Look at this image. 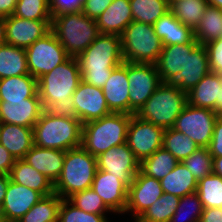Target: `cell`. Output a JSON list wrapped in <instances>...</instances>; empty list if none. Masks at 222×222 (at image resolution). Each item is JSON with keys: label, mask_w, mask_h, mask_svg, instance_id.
Segmentation results:
<instances>
[{"label": "cell", "mask_w": 222, "mask_h": 222, "mask_svg": "<svg viewBox=\"0 0 222 222\" xmlns=\"http://www.w3.org/2000/svg\"><path fill=\"white\" fill-rule=\"evenodd\" d=\"M76 59L82 81L102 88L112 70L124 62L120 36L99 34Z\"/></svg>", "instance_id": "6da1fadb"}, {"label": "cell", "mask_w": 222, "mask_h": 222, "mask_svg": "<svg viewBox=\"0 0 222 222\" xmlns=\"http://www.w3.org/2000/svg\"><path fill=\"white\" fill-rule=\"evenodd\" d=\"M82 80L76 57H69L38 79V94L44 110L69 112L71 98Z\"/></svg>", "instance_id": "7a4b0ae2"}, {"label": "cell", "mask_w": 222, "mask_h": 222, "mask_svg": "<svg viewBox=\"0 0 222 222\" xmlns=\"http://www.w3.org/2000/svg\"><path fill=\"white\" fill-rule=\"evenodd\" d=\"M34 145L68 151L81 146L82 123L69 112L43 110L33 126Z\"/></svg>", "instance_id": "3957f363"}, {"label": "cell", "mask_w": 222, "mask_h": 222, "mask_svg": "<svg viewBox=\"0 0 222 222\" xmlns=\"http://www.w3.org/2000/svg\"><path fill=\"white\" fill-rule=\"evenodd\" d=\"M131 116L112 112L82 124L81 146L97 157L112 147L124 144Z\"/></svg>", "instance_id": "277c9868"}, {"label": "cell", "mask_w": 222, "mask_h": 222, "mask_svg": "<svg viewBox=\"0 0 222 222\" xmlns=\"http://www.w3.org/2000/svg\"><path fill=\"white\" fill-rule=\"evenodd\" d=\"M51 31L70 57L84 52L100 34L96 20L82 11L53 16Z\"/></svg>", "instance_id": "5b68a950"}, {"label": "cell", "mask_w": 222, "mask_h": 222, "mask_svg": "<svg viewBox=\"0 0 222 222\" xmlns=\"http://www.w3.org/2000/svg\"><path fill=\"white\" fill-rule=\"evenodd\" d=\"M97 159L82 146L66 151L63 169L53 184L54 193L68 199L76 192L92 187L97 171Z\"/></svg>", "instance_id": "8992f818"}, {"label": "cell", "mask_w": 222, "mask_h": 222, "mask_svg": "<svg viewBox=\"0 0 222 222\" xmlns=\"http://www.w3.org/2000/svg\"><path fill=\"white\" fill-rule=\"evenodd\" d=\"M187 103V92L162 82L136 115L165 130L174 126Z\"/></svg>", "instance_id": "52a82bcc"}, {"label": "cell", "mask_w": 222, "mask_h": 222, "mask_svg": "<svg viewBox=\"0 0 222 222\" xmlns=\"http://www.w3.org/2000/svg\"><path fill=\"white\" fill-rule=\"evenodd\" d=\"M124 62L156 64L162 52V40L153 25L132 21L120 35Z\"/></svg>", "instance_id": "ba28073f"}, {"label": "cell", "mask_w": 222, "mask_h": 222, "mask_svg": "<svg viewBox=\"0 0 222 222\" xmlns=\"http://www.w3.org/2000/svg\"><path fill=\"white\" fill-rule=\"evenodd\" d=\"M25 51L29 74L37 80L70 57L51 30Z\"/></svg>", "instance_id": "9c48e42d"}, {"label": "cell", "mask_w": 222, "mask_h": 222, "mask_svg": "<svg viewBox=\"0 0 222 222\" xmlns=\"http://www.w3.org/2000/svg\"><path fill=\"white\" fill-rule=\"evenodd\" d=\"M218 115L210 109L186 104L172 128L189 136L199 147H209Z\"/></svg>", "instance_id": "30bf717a"}, {"label": "cell", "mask_w": 222, "mask_h": 222, "mask_svg": "<svg viewBox=\"0 0 222 222\" xmlns=\"http://www.w3.org/2000/svg\"><path fill=\"white\" fill-rule=\"evenodd\" d=\"M129 115L136 114L162 83L155 64L127 62Z\"/></svg>", "instance_id": "8fae6325"}, {"label": "cell", "mask_w": 222, "mask_h": 222, "mask_svg": "<svg viewBox=\"0 0 222 222\" xmlns=\"http://www.w3.org/2000/svg\"><path fill=\"white\" fill-rule=\"evenodd\" d=\"M162 127L133 114L127 131L126 143L141 162L162 147Z\"/></svg>", "instance_id": "7c38bea8"}, {"label": "cell", "mask_w": 222, "mask_h": 222, "mask_svg": "<svg viewBox=\"0 0 222 222\" xmlns=\"http://www.w3.org/2000/svg\"><path fill=\"white\" fill-rule=\"evenodd\" d=\"M69 113L84 124L100 119L112 112L106 103L102 88L81 80L71 98Z\"/></svg>", "instance_id": "4fadbf2b"}, {"label": "cell", "mask_w": 222, "mask_h": 222, "mask_svg": "<svg viewBox=\"0 0 222 222\" xmlns=\"http://www.w3.org/2000/svg\"><path fill=\"white\" fill-rule=\"evenodd\" d=\"M98 170H103L117 176L128 186L140 171V161L125 142L112 147L96 157Z\"/></svg>", "instance_id": "5bb4252c"}, {"label": "cell", "mask_w": 222, "mask_h": 222, "mask_svg": "<svg viewBox=\"0 0 222 222\" xmlns=\"http://www.w3.org/2000/svg\"><path fill=\"white\" fill-rule=\"evenodd\" d=\"M163 193L159 180L139 171L128 187L125 213L132 212L136 221Z\"/></svg>", "instance_id": "9a60e30c"}, {"label": "cell", "mask_w": 222, "mask_h": 222, "mask_svg": "<svg viewBox=\"0 0 222 222\" xmlns=\"http://www.w3.org/2000/svg\"><path fill=\"white\" fill-rule=\"evenodd\" d=\"M211 72L205 45L199 44L193 51H186L183 71L170 76L165 83L189 92L201 79Z\"/></svg>", "instance_id": "2e32d148"}, {"label": "cell", "mask_w": 222, "mask_h": 222, "mask_svg": "<svg viewBox=\"0 0 222 222\" xmlns=\"http://www.w3.org/2000/svg\"><path fill=\"white\" fill-rule=\"evenodd\" d=\"M6 44L28 48L51 30V21L28 20L11 15L5 17Z\"/></svg>", "instance_id": "e0dca14e"}, {"label": "cell", "mask_w": 222, "mask_h": 222, "mask_svg": "<svg viewBox=\"0 0 222 222\" xmlns=\"http://www.w3.org/2000/svg\"><path fill=\"white\" fill-rule=\"evenodd\" d=\"M42 197L40 192L10 180L0 208V216L6 222H17Z\"/></svg>", "instance_id": "ac0fdd59"}, {"label": "cell", "mask_w": 222, "mask_h": 222, "mask_svg": "<svg viewBox=\"0 0 222 222\" xmlns=\"http://www.w3.org/2000/svg\"><path fill=\"white\" fill-rule=\"evenodd\" d=\"M128 187L117 176L98 169L92 182L93 190L114 214L125 213Z\"/></svg>", "instance_id": "d6986e66"}, {"label": "cell", "mask_w": 222, "mask_h": 222, "mask_svg": "<svg viewBox=\"0 0 222 222\" xmlns=\"http://www.w3.org/2000/svg\"><path fill=\"white\" fill-rule=\"evenodd\" d=\"M188 103L194 107L213 110L222 116V74L210 72L187 92Z\"/></svg>", "instance_id": "ffe728a7"}, {"label": "cell", "mask_w": 222, "mask_h": 222, "mask_svg": "<svg viewBox=\"0 0 222 222\" xmlns=\"http://www.w3.org/2000/svg\"><path fill=\"white\" fill-rule=\"evenodd\" d=\"M43 110L40 97H31L23 101H0V123L33 128Z\"/></svg>", "instance_id": "44dd1931"}, {"label": "cell", "mask_w": 222, "mask_h": 222, "mask_svg": "<svg viewBox=\"0 0 222 222\" xmlns=\"http://www.w3.org/2000/svg\"><path fill=\"white\" fill-rule=\"evenodd\" d=\"M109 110L114 113L129 114V81L127 62L114 68L102 87Z\"/></svg>", "instance_id": "7402d4cb"}, {"label": "cell", "mask_w": 222, "mask_h": 222, "mask_svg": "<svg viewBox=\"0 0 222 222\" xmlns=\"http://www.w3.org/2000/svg\"><path fill=\"white\" fill-rule=\"evenodd\" d=\"M66 151L34 145L23 160L47 177L53 184L63 169Z\"/></svg>", "instance_id": "603a6c76"}, {"label": "cell", "mask_w": 222, "mask_h": 222, "mask_svg": "<svg viewBox=\"0 0 222 222\" xmlns=\"http://www.w3.org/2000/svg\"><path fill=\"white\" fill-rule=\"evenodd\" d=\"M0 144L15 159H23L27 152L34 146L33 128L0 123Z\"/></svg>", "instance_id": "cb8c5ba5"}, {"label": "cell", "mask_w": 222, "mask_h": 222, "mask_svg": "<svg viewBox=\"0 0 222 222\" xmlns=\"http://www.w3.org/2000/svg\"><path fill=\"white\" fill-rule=\"evenodd\" d=\"M133 21L129 0H113L111 5L97 18L100 34L121 35Z\"/></svg>", "instance_id": "d4e9b609"}, {"label": "cell", "mask_w": 222, "mask_h": 222, "mask_svg": "<svg viewBox=\"0 0 222 222\" xmlns=\"http://www.w3.org/2000/svg\"><path fill=\"white\" fill-rule=\"evenodd\" d=\"M198 45L199 43L194 38L187 44L163 46L161 55L155 64L161 81L165 82L173 74L183 71L186 51H193Z\"/></svg>", "instance_id": "484cf974"}, {"label": "cell", "mask_w": 222, "mask_h": 222, "mask_svg": "<svg viewBox=\"0 0 222 222\" xmlns=\"http://www.w3.org/2000/svg\"><path fill=\"white\" fill-rule=\"evenodd\" d=\"M153 27L163 46L187 44L195 38L194 31L183 25L171 11L156 21Z\"/></svg>", "instance_id": "4316f807"}, {"label": "cell", "mask_w": 222, "mask_h": 222, "mask_svg": "<svg viewBox=\"0 0 222 222\" xmlns=\"http://www.w3.org/2000/svg\"><path fill=\"white\" fill-rule=\"evenodd\" d=\"M10 180L40 192L43 196L54 193L53 183L23 159H16L9 173Z\"/></svg>", "instance_id": "83f0119b"}, {"label": "cell", "mask_w": 222, "mask_h": 222, "mask_svg": "<svg viewBox=\"0 0 222 222\" xmlns=\"http://www.w3.org/2000/svg\"><path fill=\"white\" fill-rule=\"evenodd\" d=\"M39 97L38 80L30 74L0 79V101H23Z\"/></svg>", "instance_id": "f1b7e54d"}, {"label": "cell", "mask_w": 222, "mask_h": 222, "mask_svg": "<svg viewBox=\"0 0 222 222\" xmlns=\"http://www.w3.org/2000/svg\"><path fill=\"white\" fill-rule=\"evenodd\" d=\"M164 193L184 197L197 192L198 181L182 162H178L173 170L161 180Z\"/></svg>", "instance_id": "f546056e"}, {"label": "cell", "mask_w": 222, "mask_h": 222, "mask_svg": "<svg viewBox=\"0 0 222 222\" xmlns=\"http://www.w3.org/2000/svg\"><path fill=\"white\" fill-rule=\"evenodd\" d=\"M29 74L24 48L4 44L0 46V79Z\"/></svg>", "instance_id": "4dcf8cb0"}, {"label": "cell", "mask_w": 222, "mask_h": 222, "mask_svg": "<svg viewBox=\"0 0 222 222\" xmlns=\"http://www.w3.org/2000/svg\"><path fill=\"white\" fill-rule=\"evenodd\" d=\"M194 37L201 45L222 37V9L207 6L200 23L194 30Z\"/></svg>", "instance_id": "1f68e13d"}, {"label": "cell", "mask_w": 222, "mask_h": 222, "mask_svg": "<svg viewBox=\"0 0 222 222\" xmlns=\"http://www.w3.org/2000/svg\"><path fill=\"white\" fill-rule=\"evenodd\" d=\"M133 21L153 25L170 11L169 0H129Z\"/></svg>", "instance_id": "d6a6232c"}, {"label": "cell", "mask_w": 222, "mask_h": 222, "mask_svg": "<svg viewBox=\"0 0 222 222\" xmlns=\"http://www.w3.org/2000/svg\"><path fill=\"white\" fill-rule=\"evenodd\" d=\"M62 200L56 193L43 196L17 222H58L59 208Z\"/></svg>", "instance_id": "836d02e7"}, {"label": "cell", "mask_w": 222, "mask_h": 222, "mask_svg": "<svg viewBox=\"0 0 222 222\" xmlns=\"http://www.w3.org/2000/svg\"><path fill=\"white\" fill-rule=\"evenodd\" d=\"M170 11L174 16L193 31L202 19V15L208 6L206 0H169Z\"/></svg>", "instance_id": "e575fe53"}, {"label": "cell", "mask_w": 222, "mask_h": 222, "mask_svg": "<svg viewBox=\"0 0 222 222\" xmlns=\"http://www.w3.org/2000/svg\"><path fill=\"white\" fill-rule=\"evenodd\" d=\"M178 162L168 150L161 147L151 156L140 162V171L146 176L160 181L175 168Z\"/></svg>", "instance_id": "d590c367"}, {"label": "cell", "mask_w": 222, "mask_h": 222, "mask_svg": "<svg viewBox=\"0 0 222 222\" xmlns=\"http://www.w3.org/2000/svg\"><path fill=\"white\" fill-rule=\"evenodd\" d=\"M162 147L168 150L179 162L185 160L199 148L189 136L174 128L164 130Z\"/></svg>", "instance_id": "8d00e7d4"}, {"label": "cell", "mask_w": 222, "mask_h": 222, "mask_svg": "<svg viewBox=\"0 0 222 222\" xmlns=\"http://www.w3.org/2000/svg\"><path fill=\"white\" fill-rule=\"evenodd\" d=\"M180 197L163 193L145 212L134 222H169L178 207Z\"/></svg>", "instance_id": "74e56055"}, {"label": "cell", "mask_w": 222, "mask_h": 222, "mask_svg": "<svg viewBox=\"0 0 222 222\" xmlns=\"http://www.w3.org/2000/svg\"><path fill=\"white\" fill-rule=\"evenodd\" d=\"M197 193L204 209L222 208V177L212 173L200 179Z\"/></svg>", "instance_id": "f35d334b"}, {"label": "cell", "mask_w": 222, "mask_h": 222, "mask_svg": "<svg viewBox=\"0 0 222 222\" xmlns=\"http://www.w3.org/2000/svg\"><path fill=\"white\" fill-rule=\"evenodd\" d=\"M203 210L204 207L197 192L185 195L180 198L178 207L169 222H199Z\"/></svg>", "instance_id": "ab89813d"}, {"label": "cell", "mask_w": 222, "mask_h": 222, "mask_svg": "<svg viewBox=\"0 0 222 222\" xmlns=\"http://www.w3.org/2000/svg\"><path fill=\"white\" fill-rule=\"evenodd\" d=\"M28 20L51 21L49 0H17L14 14Z\"/></svg>", "instance_id": "60d3db41"}, {"label": "cell", "mask_w": 222, "mask_h": 222, "mask_svg": "<svg viewBox=\"0 0 222 222\" xmlns=\"http://www.w3.org/2000/svg\"><path fill=\"white\" fill-rule=\"evenodd\" d=\"M182 163L194 175L197 181L213 173V157L207 147H199Z\"/></svg>", "instance_id": "b9f144b4"}, {"label": "cell", "mask_w": 222, "mask_h": 222, "mask_svg": "<svg viewBox=\"0 0 222 222\" xmlns=\"http://www.w3.org/2000/svg\"><path fill=\"white\" fill-rule=\"evenodd\" d=\"M68 200L80 210L88 213L105 214L106 212H112L92 187L74 193Z\"/></svg>", "instance_id": "7bdbcfd3"}, {"label": "cell", "mask_w": 222, "mask_h": 222, "mask_svg": "<svg viewBox=\"0 0 222 222\" xmlns=\"http://www.w3.org/2000/svg\"><path fill=\"white\" fill-rule=\"evenodd\" d=\"M58 222H109L106 214H93L80 210L68 199H63L59 208Z\"/></svg>", "instance_id": "ee69618b"}, {"label": "cell", "mask_w": 222, "mask_h": 222, "mask_svg": "<svg viewBox=\"0 0 222 222\" xmlns=\"http://www.w3.org/2000/svg\"><path fill=\"white\" fill-rule=\"evenodd\" d=\"M211 72L222 74V37L205 45Z\"/></svg>", "instance_id": "f6af8a7d"}, {"label": "cell", "mask_w": 222, "mask_h": 222, "mask_svg": "<svg viewBox=\"0 0 222 222\" xmlns=\"http://www.w3.org/2000/svg\"><path fill=\"white\" fill-rule=\"evenodd\" d=\"M85 0H49L50 13L53 16L82 11Z\"/></svg>", "instance_id": "bcb514c9"}, {"label": "cell", "mask_w": 222, "mask_h": 222, "mask_svg": "<svg viewBox=\"0 0 222 222\" xmlns=\"http://www.w3.org/2000/svg\"><path fill=\"white\" fill-rule=\"evenodd\" d=\"M113 0H85L82 12L91 19L97 18L111 5Z\"/></svg>", "instance_id": "7dc6e473"}, {"label": "cell", "mask_w": 222, "mask_h": 222, "mask_svg": "<svg viewBox=\"0 0 222 222\" xmlns=\"http://www.w3.org/2000/svg\"><path fill=\"white\" fill-rule=\"evenodd\" d=\"M212 157L222 156V116H218L214 124V131L208 147Z\"/></svg>", "instance_id": "c3c4849f"}, {"label": "cell", "mask_w": 222, "mask_h": 222, "mask_svg": "<svg viewBox=\"0 0 222 222\" xmlns=\"http://www.w3.org/2000/svg\"><path fill=\"white\" fill-rule=\"evenodd\" d=\"M15 160L10 152L0 144V174L9 175Z\"/></svg>", "instance_id": "681fc988"}, {"label": "cell", "mask_w": 222, "mask_h": 222, "mask_svg": "<svg viewBox=\"0 0 222 222\" xmlns=\"http://www.w3.org/2000/svg\"><path fill=\"white\" fill-rule=\"evenodd\" d=\"M199 222H222V208L204 209Z\"/></svg>", "instance_id": "f907efd6"}, {"label": "cell", "mask_w": 222, "mask_h": 222, "mask_svg": "<svg viewBox=\"0 0 222 222\" xmlns=\"http://www.w3.org/2000/svg\"><path fill=\"white\" fill-rule=\"evenodd\" d=\"M17 0H0V16L8 17L14 14Z\"/></svg>", "instance_id": "816d5d0a"}, {"label": "cell", "mask_w": 222, "mask_h": 222, "mask_svg": "<svg viewBox=\"0 0 222 222\" xmlns=\"http://www.w3.org/2000/svg\"><path fill=\"white\" fill-rule=\"evenodd\" d=\"M9 181V175L0 174V208L3 204Z\"/></svg>", "instance_id": "f5cc1de1"}, {"label": "cell", "mask_w": 222, "mask_h": 222, "mask_svg": "<svg viewBox=\"0 0 222 222\" xmlns=\"http://www.w3.org/2000/svg\"><path fill=\"white\" fill-rule=\"evenodd\" d=\"M213 174L222 177V156L213 157Z\"/></svg>", "instance_id": "db71d44e"}, {"label": "cell", "mask_w": 222, "mask_h": 222, "mask_svg": "<svg viewBox=\"0 0 222 222\" xmlns=\"http://www.w3.org/2000/svg\"><path fill=\"white\" fill-rule=\"evenodd\" d=\"M6 44L5 17L0 16V46Z\"/></svg>", "instance_id": "11a10c76"}, {"label": "cell", "mask_w": 222, "mask_h": 222, "mask_svg": "<svg viewBox=\"0 0 222 222\" xmlns=\"http://www.w3.org/2000/svg\"><path fill=\"white\" fill-rule=\"evenodd\" d=\"M209 6L217 7L222 9V0H206Z\"/></svg>", "instance_id": "9f6ffc18"}, {"label": "cell", "mask_w": 222, "mask_h": 222, "mask_svg": "<svg viewBox=\"0 0 222 222\" xmlns=\"http://www.w3.org/2000/svg\"><path fill=\"white\" fill-rule=\"evenodd\" d=\"M0 222H6V221L0 216Z\"/></svg>", "instance_id": "6f0895ef"}]
</instances>
